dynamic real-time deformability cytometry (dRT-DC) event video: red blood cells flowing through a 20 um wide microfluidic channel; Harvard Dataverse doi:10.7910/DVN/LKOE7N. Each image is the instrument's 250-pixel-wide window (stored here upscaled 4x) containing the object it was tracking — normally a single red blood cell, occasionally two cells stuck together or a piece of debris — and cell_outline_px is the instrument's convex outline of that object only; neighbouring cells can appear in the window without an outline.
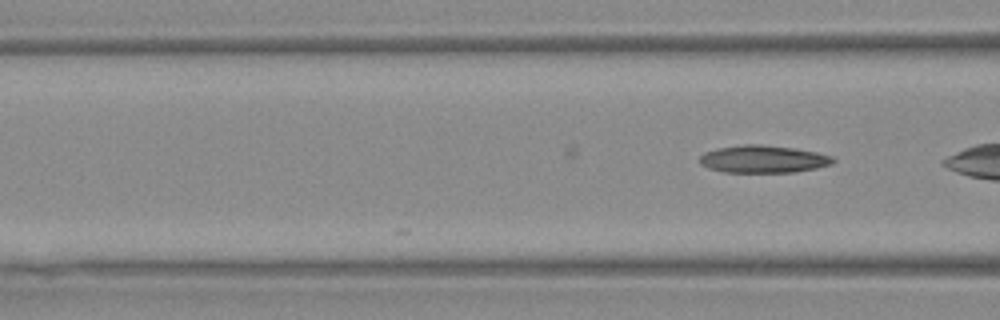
{"species": "Egyptian fruit bat (a non-hibernating species)", "species_latin": "Rousettus aegyptiacus", "temperature_condition": "warm", "stored_images_in_passage": 6, "camera_frame_rate_fps": 3000, "um_per_image_px": 0.085, "animal": {"sex": "female"}, "frame": {"image": 1, "passage_image": 6, "time_ms": 1.667, "image_size_px": [1000, 320], "cell_outline_px": [[836, 160], [832, 164], [816, 168], [796, 172], [724, 172], [708, 168], [700, 164], [700, 156], [704, 152], [716, 148], [744, 144], [760, 144], [796, 148], [816, 152], [832, 156]], "centroid_in_image_um": [64.87, 13.52], "position_along_channel_um": 101.7, "area_um2": 21.5}}